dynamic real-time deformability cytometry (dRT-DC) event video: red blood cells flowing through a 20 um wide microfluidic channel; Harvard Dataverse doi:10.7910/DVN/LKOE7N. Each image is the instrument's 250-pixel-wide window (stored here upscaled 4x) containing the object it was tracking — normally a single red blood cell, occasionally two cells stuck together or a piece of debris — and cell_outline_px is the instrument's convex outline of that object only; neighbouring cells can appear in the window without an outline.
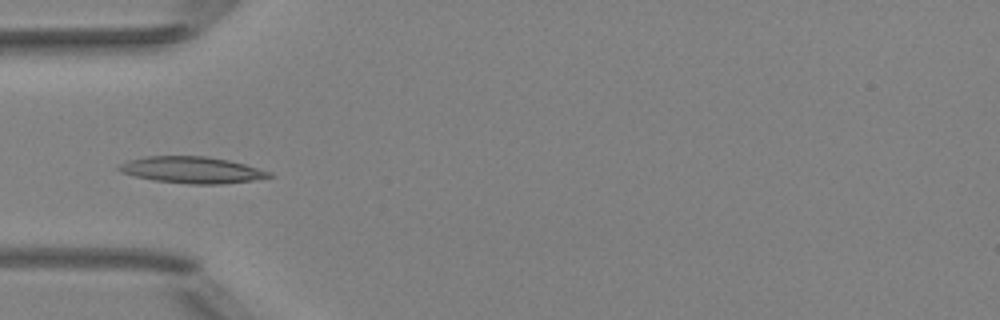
{"species": "Egyptian fruit bat (a non-hibernating species)", "species_latin": "Rousettus aegyptiacus", "temperature_condition": "room temperature", "stored_images_in_passage": 6, "camera_frame_rate_fps": 3000, "um_per_image_px": 0.085, "animal": {"sex": "female"}, "frame": {"image": 1, "passage_image": 5, "time_ms": 1.333, "image_size_px": [1000, 320], "cell_outline_px": [[276, 176], [252, 180], [220, 184], [188, 184], [152, 180], [120, 172], [116, 168], [120, 164], [128, 160], [144, 156], [204, 156], [228, 160], [244, 164], [272, 172]], "centroid_in_image_um": [16.3, 14.44], "position_along_channel_um": 68.7, "area_um2": 23.24}}
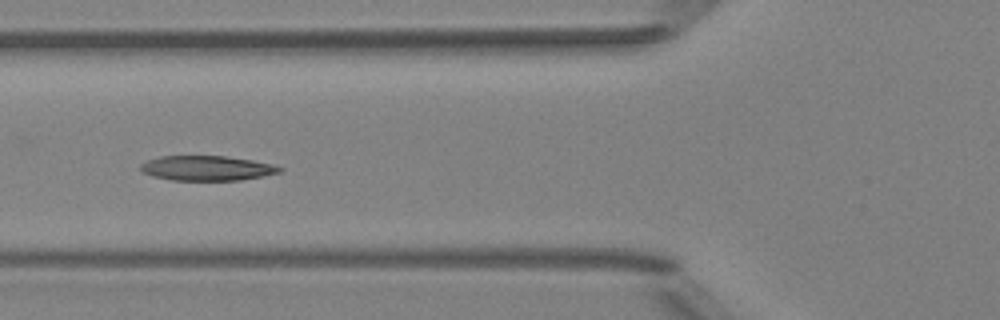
{"frame": {"image": 2, "passage_image": 6, "time_ms": 1.667, "image_size_px": [1000, 320], "cell_outline_px": [[284, 168], [280, 172], [240, 180], [172, 180], [152, 176], [140, 172], [140, 164], [148, 160], [160, 156], [224, 156], [252, 160], [272, 164]], "centroid_in_image_um": [17.54, 14.29], "position_along_channel_um": 108.3, "area_um2": 20.06}}